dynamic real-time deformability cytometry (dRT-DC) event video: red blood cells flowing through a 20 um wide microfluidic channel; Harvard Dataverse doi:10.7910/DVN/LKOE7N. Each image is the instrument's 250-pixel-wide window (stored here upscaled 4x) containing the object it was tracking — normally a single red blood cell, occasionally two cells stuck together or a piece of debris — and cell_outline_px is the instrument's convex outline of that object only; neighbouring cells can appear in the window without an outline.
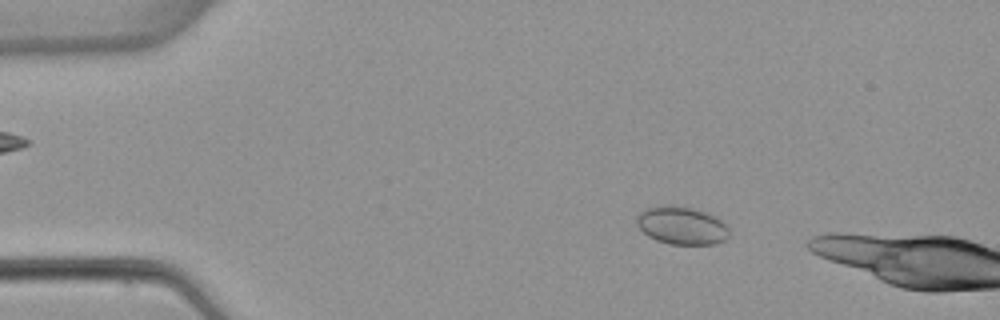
{"species": "common noctule bat (a hibernating species)", "species_latin": "Nyctalus noctula", "temperature_condition": "warm", "stored_images_in_passage": 2, "camera_frame_rate_fps": 3000, "um_per_image_px": 0.085, "animal": {"sex": "female", "body_mass_g": 22.7, "forearm_length_mm": 54.2}, "frame": {"image": 1, "passage_image": 1, "time_ms": 0.0, "image_size_px": [1000, 320], "cell_outline_px": [[728, 236], [724, 240], [716, 244], [668, 244], [656, 240], [648, 236], [636, 224], [636, 216], [640, 212], [648, 208], [692, 208], [716, 216], [728, 224]], "centroid_in_image_um": [57.99, 19.22], "position_along_channel_um": 27.0, "area_um2": 19.88}}